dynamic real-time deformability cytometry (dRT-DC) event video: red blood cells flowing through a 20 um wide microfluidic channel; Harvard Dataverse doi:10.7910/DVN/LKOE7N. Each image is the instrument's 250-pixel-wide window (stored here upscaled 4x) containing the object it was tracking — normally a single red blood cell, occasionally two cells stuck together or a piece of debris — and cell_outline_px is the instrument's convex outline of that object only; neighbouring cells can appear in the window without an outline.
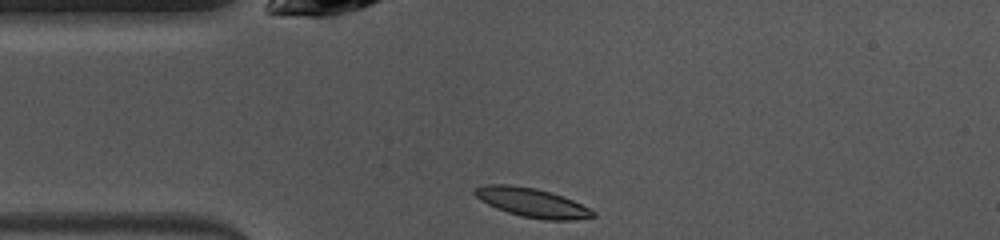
{"species": "common noctule bat (a hibernating species)", "species_latin": "Nyctalus noctula", "temperature_condition": "warm", "stored_images_in_passage": 39, "camera_frame_rate_fps": 3000, "um_per_image_px": 0.085, "animal": {"sex": "female", "body_mass_g": 10.0, "forearm_length_mm": 53.1}, "frame": {"image": 1, "passage_image": 1, "time_ms": 0.0, "image_size_px": [1000, 240], "cell_outline_px": [[596, 216], [576, 220], [544, 220], [524, 216], [508, 212], [496, 208], [480, 200], [472, 192], [476, 188], [484, 184], [508, 184], [536, 188], [552, 192], [564, 196], [596, 212]], "centroid_in_image_um": [45.23, 17.21], "position_along_channel_um": 39.8, "area_um2": 20.0}}
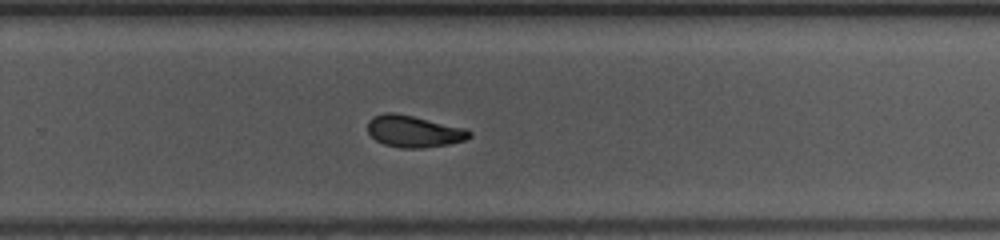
{"frame": {"image": 2, "passage_image": 21, "time_ms": 6.667, "image_size_px": [1000, 240], "cell_outline_px": [[472, 136], [464, 140], [448, 144], [420, 148], [400, 148], [384, 144], [376, 140], [368, 132], [368, 120], [372, 116], [384, 112], [392, 112], [412, 116], [464, 128], [472, 132]], "centroid_in_image_um": [35.14, 11.16], "position_along_channel_um": 294.7, "area_um2": 18.67}}
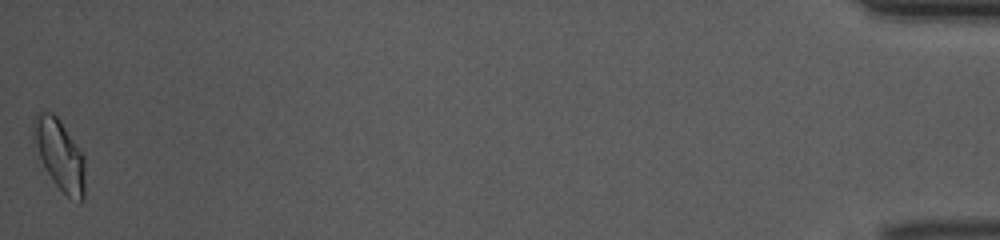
{"frame": {"image": 3, "passage_image": 39, "time_ms": 12.667, "image_size_px": [1000, 240], "cell_outline_px": [[84, 200], [80, 204], [68, 196], [52, 180], [40, 156], [32, 136], [32, 120], [36, 112], [52, 112], [60, 120], [84, 156]], "centroid_in_image_um": [5.07, 13.13], "position_along_channel_um": 430.1, "area_um2": 20.98}, "authors_computed_cell_mechanics": {"area_um2": 19.074, "velocity_mm_per_s": 4.0314, "shape_relaxation_time_tau1_ms": 5.7487, "shape_relaxation_time_tau2_ms": 3.1571, "deformation_change_tau1": 0.1588, "deformation_change_tau2": 0.091}}